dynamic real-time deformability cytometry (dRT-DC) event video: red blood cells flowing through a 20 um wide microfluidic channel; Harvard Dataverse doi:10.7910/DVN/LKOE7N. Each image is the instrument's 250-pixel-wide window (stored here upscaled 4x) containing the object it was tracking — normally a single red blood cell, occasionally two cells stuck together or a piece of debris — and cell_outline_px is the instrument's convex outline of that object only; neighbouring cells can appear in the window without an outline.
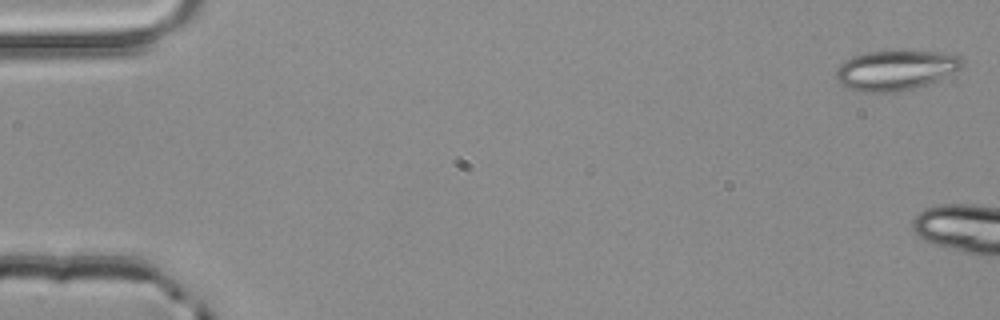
{"species": "common noctule bat (a hibernating species)", "species_latin": "Nyctalus noctula", "temperature_condition": "room temperature", "stored_images_in_passage": 4, "camera_frame_rate_fps": 3000, "um_per_image_px": 0.085, "animal": {"sex": "male", "body_mass_g": 20.4}, "frame": {"image": 1, "passage_image": 1, "time_ms": 0.0, "image_size_px": [1000, 320], "cell_outline_px": [[964, 68], [940, 80], [912, 88], [896, 92], [864, 92], [848, 88], [840, 84], [836, 80], [836, 72], [840, 64], [844, 60], [868, 52], [904, 48], [940, 52], [960, 56], [964, 60]], "centroid_in_image_um": [76.19, 5.92], "position_along_channel_um": 8.8, "area_um2": 30.29}}